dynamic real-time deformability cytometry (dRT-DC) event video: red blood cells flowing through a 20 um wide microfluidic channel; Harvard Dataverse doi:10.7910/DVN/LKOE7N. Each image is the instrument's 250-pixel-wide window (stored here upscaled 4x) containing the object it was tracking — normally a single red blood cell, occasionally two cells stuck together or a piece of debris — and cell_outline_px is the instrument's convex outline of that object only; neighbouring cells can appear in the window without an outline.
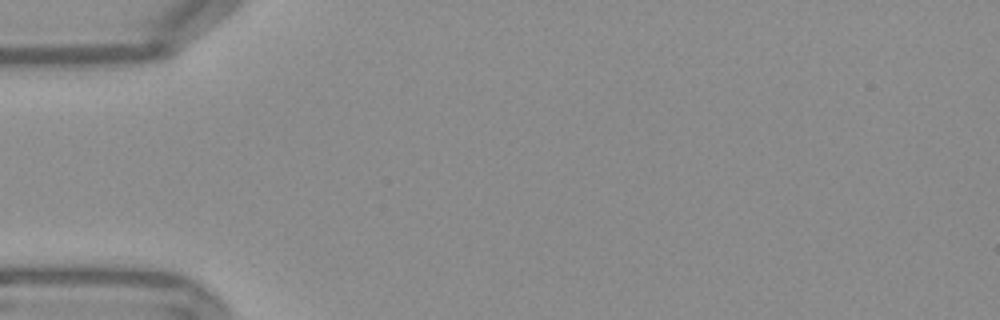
{"species": "Egyptian fruit bat (a non-hibernating species)", "species_latin": "Rousettus aegyptiacus", "temperature_condition": "warm", "stored_images_in_passage": 3, "camera_frame_rate_fps": 3000, "um_per_image_px": 0.085, "frame": {"image": 1, "passage_image": 1, "time_ms": 0.0, "image_size_px": [1000, 320], "cell_outline_px": [[172, 52], [164, 56], [88, 76], [36, 76], [28, 56], [164, 48], [172, 48]], "centroid_in_image_um": [7.77, 5.25], "position_along_channel_um": 77.2, "area_um2": 17.86}}